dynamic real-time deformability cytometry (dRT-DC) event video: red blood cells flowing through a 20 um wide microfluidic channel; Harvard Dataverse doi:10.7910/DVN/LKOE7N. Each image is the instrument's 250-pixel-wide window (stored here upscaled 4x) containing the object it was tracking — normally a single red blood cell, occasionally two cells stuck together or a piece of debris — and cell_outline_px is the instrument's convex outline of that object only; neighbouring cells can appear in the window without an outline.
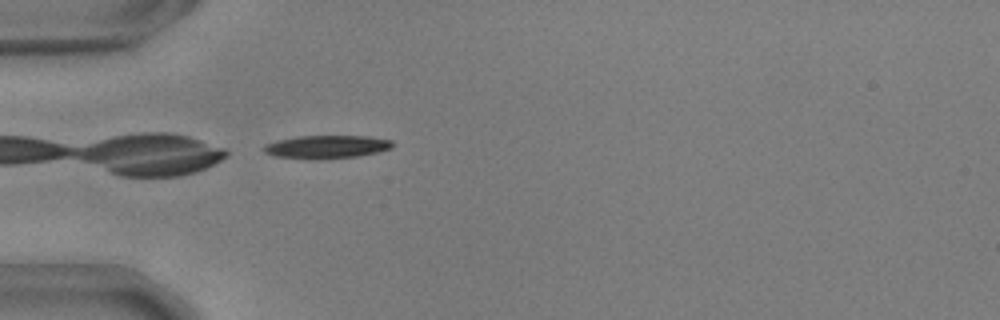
{"species": "common noctule bat (a hibernating species)", "species_latin": "Nyctalus noctula", "temperature_condition": "warm", "stored_images_in_passage": 39, "camera_frame_rate_fps": 3000, "um_per_image_px": 0.085, "animal": {"sex": "male", "body_mass_g": 17.9, "forearm_length_mm": 54.2}, "frame": {"image": 1, "passage_image": 1, "time_ms": 0.0, "image_size_px": [1000, 320], "cell_outline_px": [[392, 148], [376, 152], [356, 156], [276, 156], [264, 152], [260, 148], [264, 144], [296, 136], [368, 136], [392, 140]], "centroid_in_image_um": [27.78, 12.42], "position_along_channel_um": 57.2, "area_um2": 16.18}}
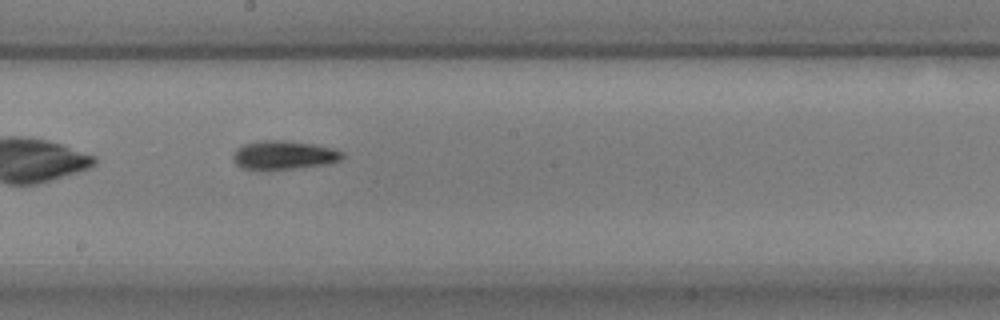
{"frame": {"image": 2, "passage_image": 15, "time_ms": 4.667, "image_size_px": [1000, 320], "cell_outline_px": [[344, 156], [340, 160], [328, 164], [268, 172], [260, 172], [240, 168], [232, 160], [232, 156], [236, 148], [240, 144], [260, 140], [284, 140], [316, 144], [344, 152]], "centroid_in_image_um": [24.03, 13.21], "position_along_channel_um": 224.2, "area_um2": 19.25}}
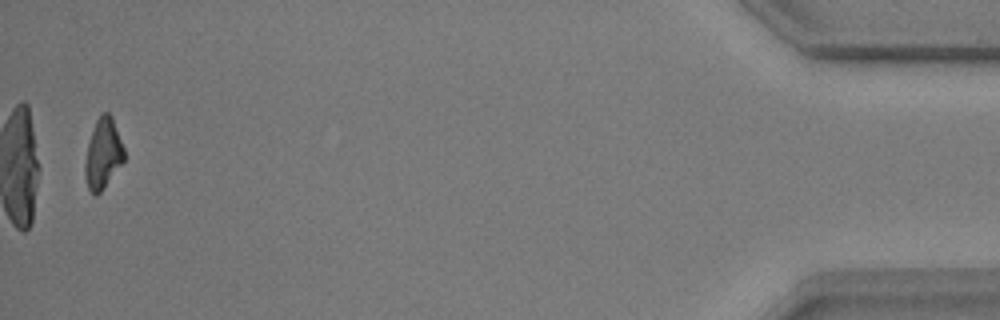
{"frame": {"image": 3, "passage_image": 38, "time_ms": 12.333, "image_size_px": [1000, 320], "cell_outline_px": [[124, 160], [100, 192], [96, 196], [92, 196], [88, 188], [84, 176], [84, 164], [88, 144], [96, 120], [104, 112], [108, 112], [112, 116], [124, 148]], "centroid_in_image_um": [8.74, 13.09], "position_along_channel_um": 426.5, "area_um2": 15.84}, "authors_computed_cell_mechanics": {"area_um2": 17.2822, "velocity_mm_per_s": 3.7071, "shape_relaxation_time_tau1_ms": 2.9151, "shape_relaxation_time_tau2_ms": null, "deformation_change_tau1": 0.1401, "deformation_change_tau2": null}}